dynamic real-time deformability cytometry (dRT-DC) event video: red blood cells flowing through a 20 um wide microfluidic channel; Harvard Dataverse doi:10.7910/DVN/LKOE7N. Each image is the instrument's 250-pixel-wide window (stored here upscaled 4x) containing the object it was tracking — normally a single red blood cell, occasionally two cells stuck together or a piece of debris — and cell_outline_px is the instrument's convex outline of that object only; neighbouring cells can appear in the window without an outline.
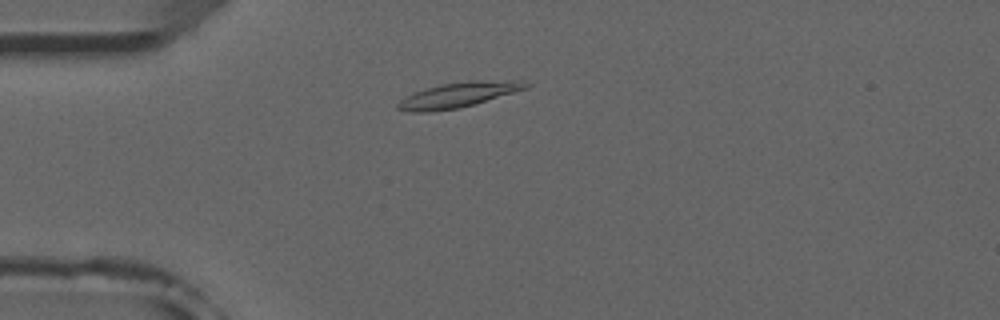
{"species": "common noctule bat (a hibernating species)", "species_latin": "Nyctalus noctula", "temperature_condition": "room temperature", "stored_images_in_passage": 47, "camera_frame_rate_fps": 3000, "um_per_image_px": 0.085, "animal": {"sex": "male", "forearm_length_mm": 52.5}, "frame": {"image": 1, "passage_image": 8, "time_ms": 2.333, "image_size_px": [1000, 320], "cell_outline_px": [[532, 84], [528, 88], [460, 108], [428, 112], [408, 112], [396, 108], [396, 104], [404, 96], [412, 92], [444, 84], [472, 80], [524, 80]], "centroid_in_image_um": [38.96, 8.06], "position_along_channel_um": 46.0, "area_um2": 18.84}}
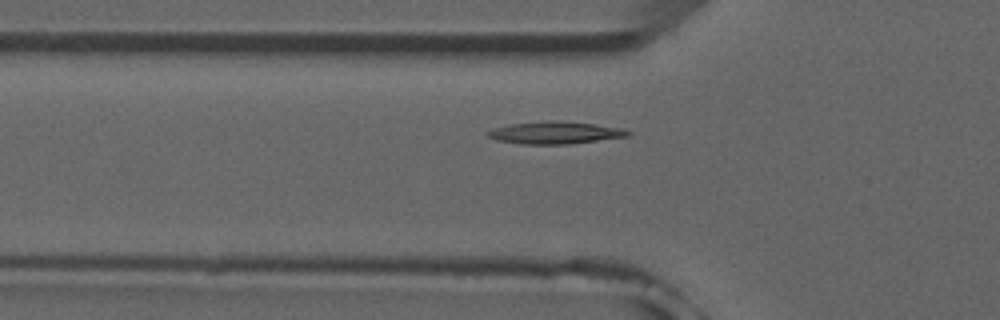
{"frame": {"image": 2, "passage_image": 12, "time_ms": 3.667, "image_size_px": [1000, 320], "cell_outline_px": [[632, 132], [628, 136], [568, 144], [520, 144], [496, 140], [488, 136], [484, 132], [508, 124], [548, 120], [556, 120], [596, 124], [620, 128]], "centroid_in_image_um": [47.14, 11.27], "position_along_channel_um": 78.7, "area_um2": 18.21}}
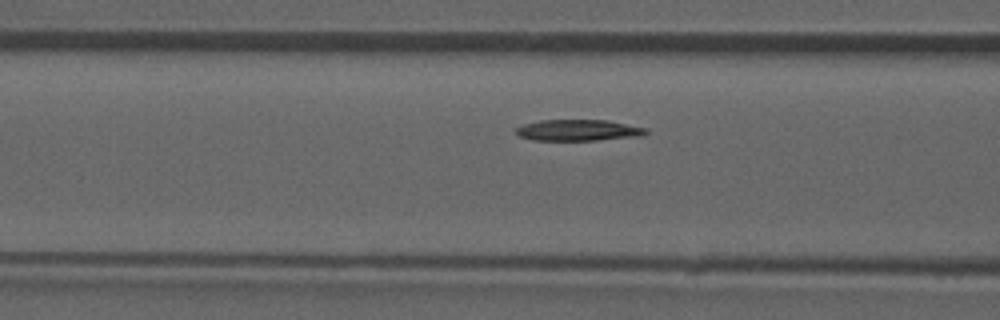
{"frame": {"image": 3, "passage_image": 15, "time_ms": 4.667, "image_size_px": [1000, 320], "cell_outline_px": [[648, 132], [644, 136], [596, 140], [532, 140], [520, 136], [512, 128], [524, 124], [540, 120], [608, 120], [648, 128]], "centroid_in_image_um": [49.17, 11.06], "position_along_channel_um": 117.4, "area_um2": 16.24}, "authors_computed_cell_mechanics": {"area_um2": 16.5886, "velocity_mm_per_s": 3.8687, "shape_relaxation_time_tau1_ms": 6.2617, "shape_relaxation_time_tau2_ms": null, "deformation_change_tau1": 0.137, "deformation_change_tau2": null}}